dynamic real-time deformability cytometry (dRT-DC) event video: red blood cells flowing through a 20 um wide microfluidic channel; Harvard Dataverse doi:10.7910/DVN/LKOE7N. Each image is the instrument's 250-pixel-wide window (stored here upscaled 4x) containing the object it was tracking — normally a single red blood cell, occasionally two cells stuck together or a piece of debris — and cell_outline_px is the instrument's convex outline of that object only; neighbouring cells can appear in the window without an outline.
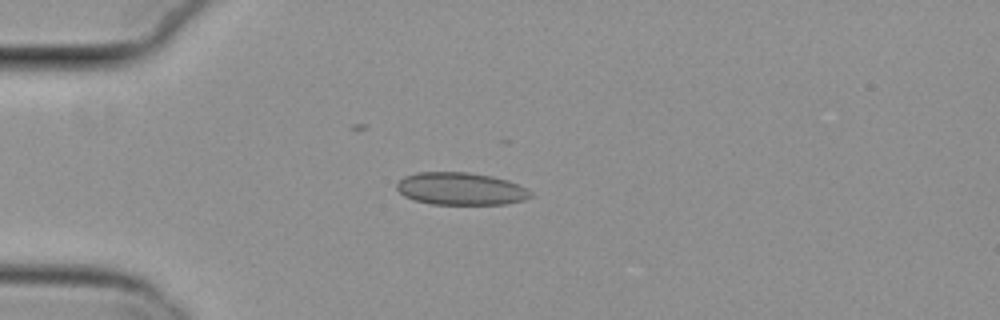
{"species": "common noctule bat (a hibernating species)", "species_latin": "Nyctalus noctula", "temperature_condition": "cold", "stored_images_in_passage": 47, "camera_frame_rate_fps": 3000, "um_per_image_px": 0.085, "animal": {"sex": "female", "body_mass_g": 29.2, "forearm_length_mm": 56.3}, "frame": {"image": 1, "passage_image": 11, "time_ms": 3.333, "image_size_px": [1000, 320], "cell_outline_px": [[532, 196], [524, 200], [504, 204], [432, 204], [416, 200], [404, 196], [396, 188], [396, 184], [404, 176], [416, 172], [468, 172], [492, 176], [508, 180], [532, 192]], "centroid_in_image_um": [39.14, 16.04], "position_along_channel_um": 45.9, "area_um2": 25.26}}
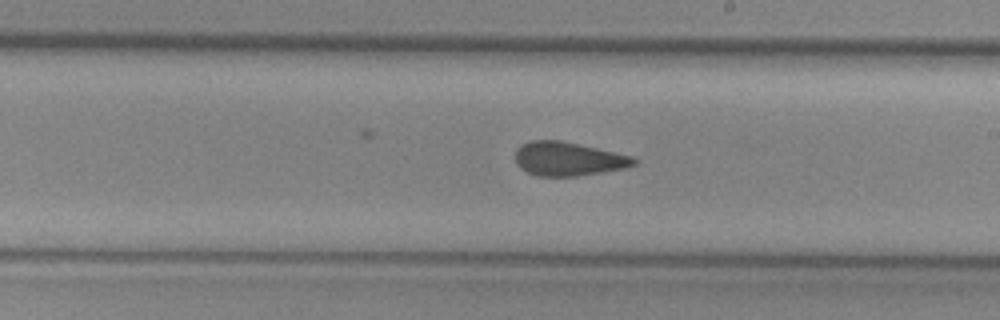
{"frame": {"image": 2, "passage_image": 28, "time_ms": 9.0, "image_size_px": [1000, 320], "cell_outline_px": [[640, 160], [636, 164], [628, 168], [576, 176], [536, 176], [520, 168], [516, 164], [516, 148], [520, 144], [532, 140], [560, 140], [632, 156]], "centroid_in_image_um": [48.3, 13.51], "position_along_channel_um": 240.7, "area_um2": 23.47}}
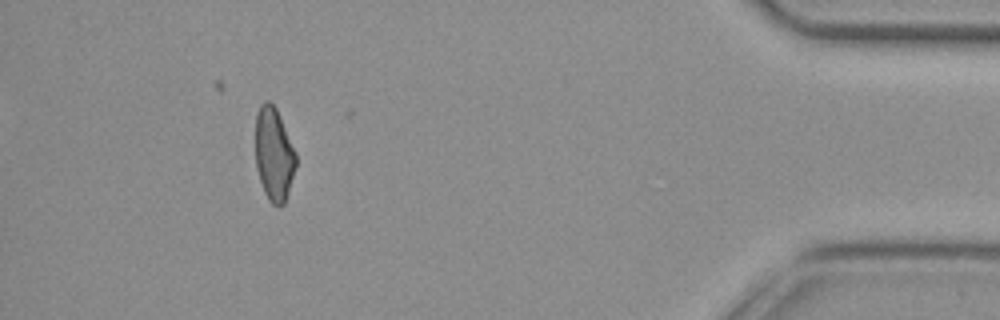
{"frame": {"image": 3, "passage_image": 46, "time_ms": 15.0, "image_size_px": [1000, 320], "cell_outline_px": [[296, 168], [284, 204], [280, 208], [272, 204], [268, 200], [264, 192], [256, 168], [256, 116], [260, 104], [264, 100], [268, 100], [276, 108], [296, 152]], "centroid_in_image_um": [23.28, 13.13], "position_along_channel_um": 411.9, "area_um2": 22.08}, "authors_computed_cell_mechanics": {"area_um2": 24.276, "velocity_mm_per_s": 3.8274, "shape_relaxation_time_tau1_ms": null, "shape_relaxation_time_tau2_ms": 1.5113, "deformation_change_tau1": null, "deformation_change_tau2": 0.0597}}